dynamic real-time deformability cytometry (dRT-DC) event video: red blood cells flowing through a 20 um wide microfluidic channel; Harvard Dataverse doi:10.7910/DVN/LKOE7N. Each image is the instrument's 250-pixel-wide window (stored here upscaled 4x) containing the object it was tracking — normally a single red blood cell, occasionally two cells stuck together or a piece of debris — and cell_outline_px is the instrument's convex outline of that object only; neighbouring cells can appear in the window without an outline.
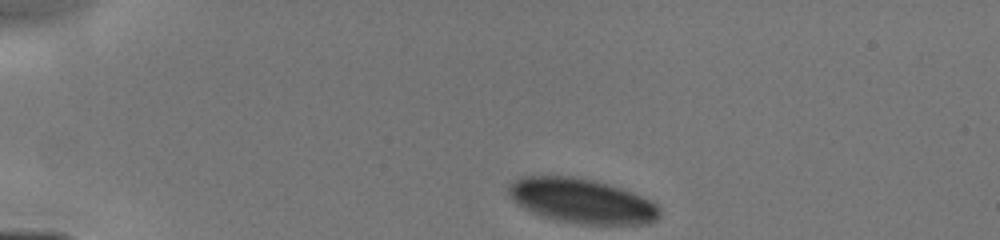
{"species": "human", "species_latin": "Homo sapiens", "temperature_condition": "cold", "stored_images_in_passage": 3, "camera_frame_rate_fps": 3000, "um_per_image_px": 0.085, "donor": {"sex": "male"}, "frame": {"image": 1, "passage_image": 1, "time_ms": 0.0, "image_size_px": [1000, 240], "cell_outline_px": [[660, 216], [656, 220], [648, 224], [580, 224], [556, 220], [532, 212], [516, 204], [512, 200], [508, 192], [508, 184], [520, 176], [576, 176], [596, 180], [632, 192], [652, 200], [660, 208]], "centroid_in_image_um": [49.45, 17.07], "position_along_channel_um": 35.6, "area_um2": 39.65}}